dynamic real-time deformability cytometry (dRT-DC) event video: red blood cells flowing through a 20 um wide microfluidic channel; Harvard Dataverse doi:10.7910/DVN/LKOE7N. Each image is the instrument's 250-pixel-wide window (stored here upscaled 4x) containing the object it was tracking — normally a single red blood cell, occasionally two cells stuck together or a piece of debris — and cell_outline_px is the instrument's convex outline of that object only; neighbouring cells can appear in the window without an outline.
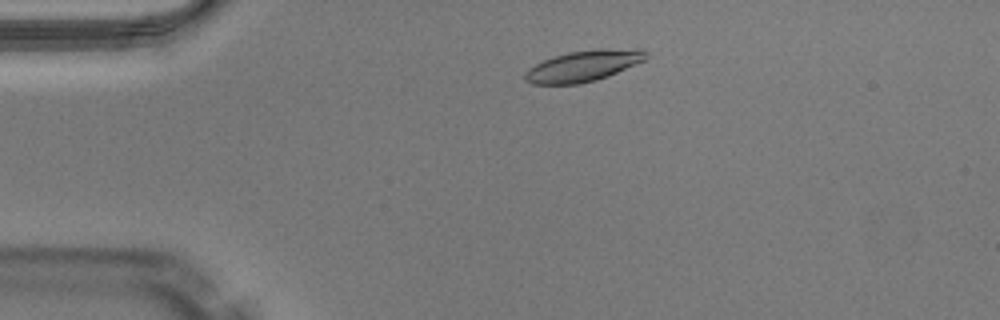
{"species": "Egyptian fruit bat (a non-hibernating species)", "species_latin": "Rousettus aegyptiacus", "temperature_condition": "warm", "stored_images_in_passage": 40, "camera_frame_rate_fps": 3000, "um_per_image_px": 0.085, "animal": {"sex": "male"}, "frame": {"image": 1, "passage_image": 1, "time_ms": 0.0, "image_size_px": [1000, 320], "cell_outline_px": [[648, 56], [644, 60], [636, 64], [608, 76], [596, 80], [580, 84], [532, 84], [524, 80], [524, 72], [528, 68], [544, 60], [568, 52], [600, 48], [640, 48], [648, 52]], "centroid_in_image_um": [49.61, 5.59], "position_along_channel_um": 35.4, "area_um2": 22.08}}
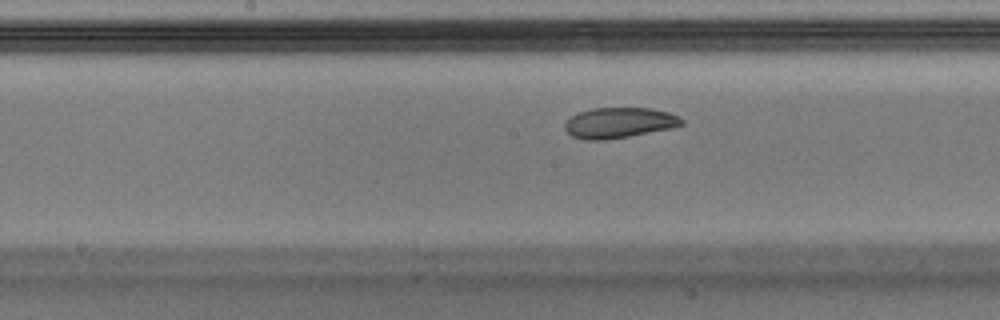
{"frame": {"image": 2, "passage_image": 16, "time_ms": 5.0, "image_size_px": [1000, 320], "cell_outline_px": [[684, 124], [672, 128], [628, 136], [604, 140], [584, 140], [572, 136], [564, 128], [564, 124], [576, 112], [592, 108], [648, 108], [668, 112], [684, 120]], "centroid_in_image_um": [52.6, 10.43], "position_along_channel_um": 195.6, "area_um2": 20.69}}
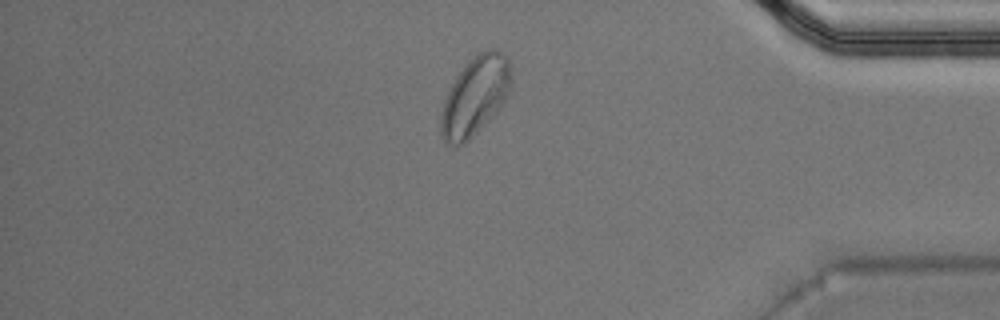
{"frame": {"image": 3, "passage_image": 33, "time_ms": 10.667, "image_size_px": [1000, 320], "cell_outline_px": [[512, 88], [508, 96], [500, 108], [464, 144], [456, 148], [452, 148], [440, 136], [440, 112], [444, 100], [456, 76], [468, 60], [472, 56], [488, 48], [496, 48], [504, 52], [508, 56], [512, 68]], "centroid_in_image_um": [40.41, 8.14], "position_along_channel_um": 394.8, "area_um2": 33.06}, "authors_computed_cell_mechanics": {"area_um2": 21.8773, "velocity_mm_per_s": 4.0022, "shape_relaxation_time_tau1_ms": 5.8671, "shape_relaxation_time_tau2_ms": 3.1514, "deformation_change_tau1": 0.1479, "deformation_change_tau2": 0.0641}}